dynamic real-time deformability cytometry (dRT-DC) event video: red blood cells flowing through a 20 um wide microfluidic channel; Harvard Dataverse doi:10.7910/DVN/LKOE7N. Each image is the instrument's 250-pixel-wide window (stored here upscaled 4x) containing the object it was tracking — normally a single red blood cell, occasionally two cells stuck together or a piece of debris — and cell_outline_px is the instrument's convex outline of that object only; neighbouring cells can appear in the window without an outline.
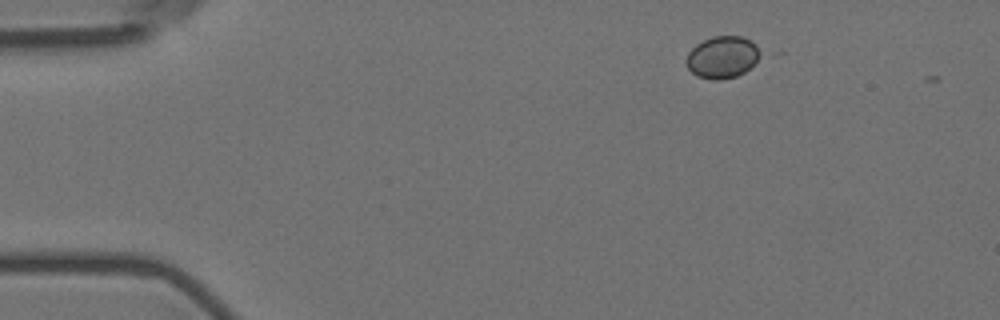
{"species": "Egyptian fruit bat (a non-hibernating species)", "species_latin": "Rousettus aegyptiacus", "temperature_condition": "room temperature", "stored_images_in_passage": 2, "camera_frame_rate_fps": 3000, "um_per_image_px": 0.085, "animal": {"sex": "female"}, "frame": {"image": 1, "passage_image": 1, "time_ms": 0.0, "image_size_px": [1000, 320], "cell_outline_px": [[764, 52], [744, 72], [736, 76], [720, 80], [712, 80], [696, 76], [688, 68], [684, 60], [688, 52], [696, 44], [712, 36], [740, 36], [756, 44]], "centroid_in_image_um": [61.38, 4.86], "position_along_channel_um": 23.6, "area_um2": 18.21}}